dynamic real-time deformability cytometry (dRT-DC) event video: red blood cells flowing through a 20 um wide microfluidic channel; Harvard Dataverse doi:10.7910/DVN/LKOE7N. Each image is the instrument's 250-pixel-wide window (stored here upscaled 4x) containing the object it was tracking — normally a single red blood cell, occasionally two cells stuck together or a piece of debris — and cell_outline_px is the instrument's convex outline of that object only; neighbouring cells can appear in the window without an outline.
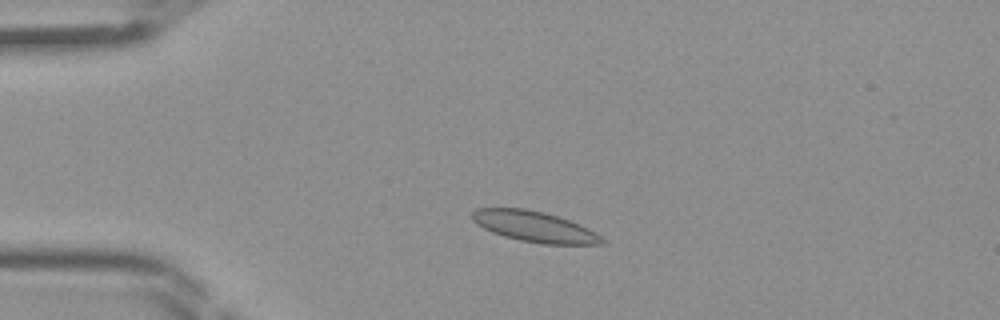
{"species": "Egyptian fruit bat (a non-hibernating species)", "species_latin": "Rousettus aegyptiacus", "temperature_condition": "room temperature", "stored_images_in_passage": 42, "camera_frame_rate_fps": 3000, "um_per_image_px": 0.085, "frame": {"image": 1, "passage_image": 8, "time_ms": 2.333, "image_size_px": [1000, 320], "cell_outline_px": [[604, 244], [540, 244], [520, 240], [504, 236], [492, 232], [476, 224], [472, 220], [472, 212], [476, 208], [524, 208], [544, 212], [568, 220], [588, 228], [596, 232], [604, 240]], "centroid_in_image_um": [45.4, 19.26], "position_along_channel_um": 39.6, "area_um2": 23.06}}
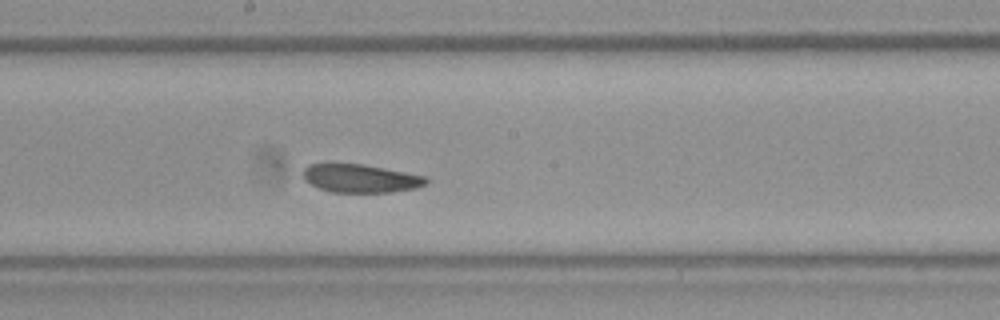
{"frame": {"image": 2, "passage_image": 22, "time_ms": 7.0, "image_size_px": [1000, 320], "cell_outline_px": [[428, 180], [424, 184], [416, 188], [388, 192], [332, 192], [320, 188], [304, 180], [304, 168], [308, 164], [364, 164], [424, 176]], "centroid_in_image_um": [30.62, 15.16], "position_along_channel_um": 217.6, "area_um2": 19.88}}
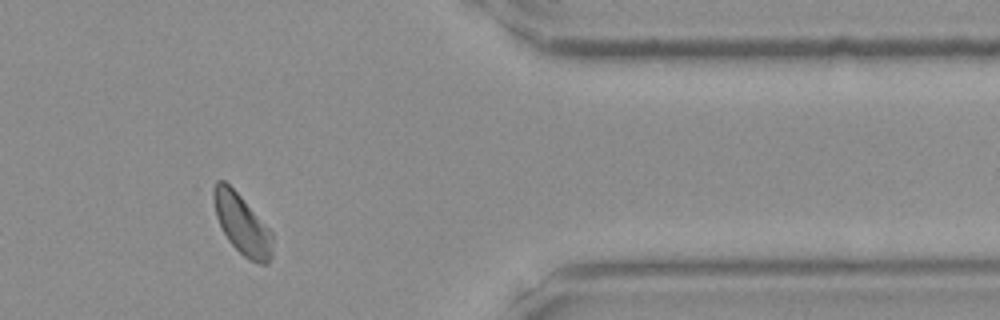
{"frame": {"image": 3, "passage_image": 35, "time_ms": 11.333, "image_size_px": [1000, 320], "cell_outline_px": [[272, 256], [268, 264], [260, 264], [248, 260], [228, 240], [216, 216], [208, 188], [216, 180], [224, 180], [240, 196], [272, 232]], "centroid_in_image_um": [20.51, 19.02], "position_along_channel_um": 390.9, "area_um2": 20.81}}